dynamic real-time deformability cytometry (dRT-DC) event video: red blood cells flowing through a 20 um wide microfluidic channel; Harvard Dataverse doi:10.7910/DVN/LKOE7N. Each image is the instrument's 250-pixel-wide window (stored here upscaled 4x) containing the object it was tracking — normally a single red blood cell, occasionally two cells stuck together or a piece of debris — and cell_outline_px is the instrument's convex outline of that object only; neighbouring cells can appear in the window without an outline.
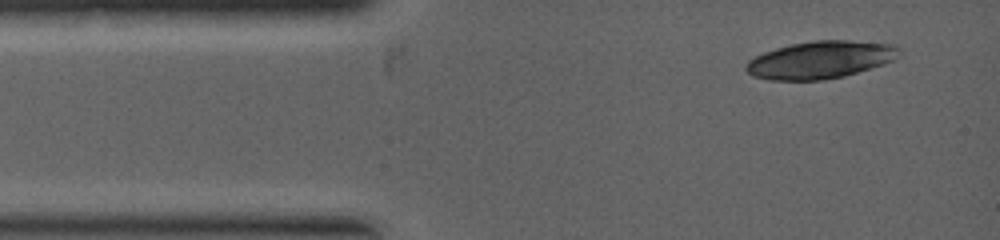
{"species": "common noctule bat (a hibernating species)", "species_latin": "Nyctalus noctula", "temperature_condition": "warm", "stored_images_in_passage": 2, "camera_frame_rate_fps": 5000, "um_per_image_px": 0.085, "animal": {"sex": "female", "body_mass_g": 19.0, "forearm_length_mm": 53.3}, "frame": {"image": 1, "passage_image": 1, "time_ms": 0.0, "image_size_px": [1000, 240], "cell_outline_px": [[900, 56], [884, 64], [844, 76], [824, 80], [768, 80], [752, 76], [744, 68], [748, 60], [764, 52], [776, 48], [792, 44], [816, 40], [848, 40], [892, 44], [900, 52]], "centroid_in_image_um": [69.71, 5.09], "position_along_channel_um": 15.3, "area_um2": 33.35}}